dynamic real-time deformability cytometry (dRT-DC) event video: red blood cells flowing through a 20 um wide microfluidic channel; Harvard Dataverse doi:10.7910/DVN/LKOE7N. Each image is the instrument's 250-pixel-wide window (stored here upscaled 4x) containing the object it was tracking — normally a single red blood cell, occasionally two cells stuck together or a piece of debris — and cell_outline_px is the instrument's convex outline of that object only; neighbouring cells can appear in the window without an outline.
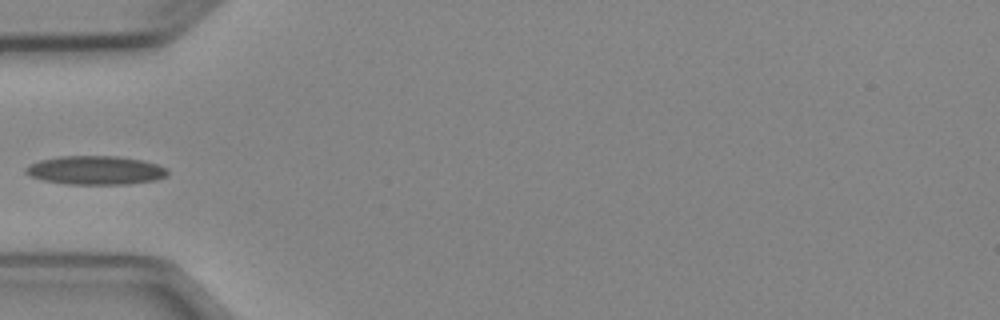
{"species": "Egyptian fruit bat (a non-hibernating species)", "species_latin": "Rousettus aegyptiacus", "temperature_condition": "cold", "stored_images_in_passage": 5, "camera_frame_rate_fps": 3000, "um_per_image_px": 0.085, "animal": {"sex": "female"}, "frame": {"image": 1, "passage_image": 4, "time_ms": 3.667, "image_size_px": [1000, 320], "cell_outline_px": [[168, 176], [156, 180], [128, 184], [68, 184], [44, 180], [32, 176], [24, 172], [24, 168], [28, 164], [40, 160], [60, 156], [120, 156], [140, 160], [156, 164], [168, 168]], "centroid_in_image_um": [8.13, 14.47], "position_along_channel_um": 76.9, "area_um2": 23.81}}